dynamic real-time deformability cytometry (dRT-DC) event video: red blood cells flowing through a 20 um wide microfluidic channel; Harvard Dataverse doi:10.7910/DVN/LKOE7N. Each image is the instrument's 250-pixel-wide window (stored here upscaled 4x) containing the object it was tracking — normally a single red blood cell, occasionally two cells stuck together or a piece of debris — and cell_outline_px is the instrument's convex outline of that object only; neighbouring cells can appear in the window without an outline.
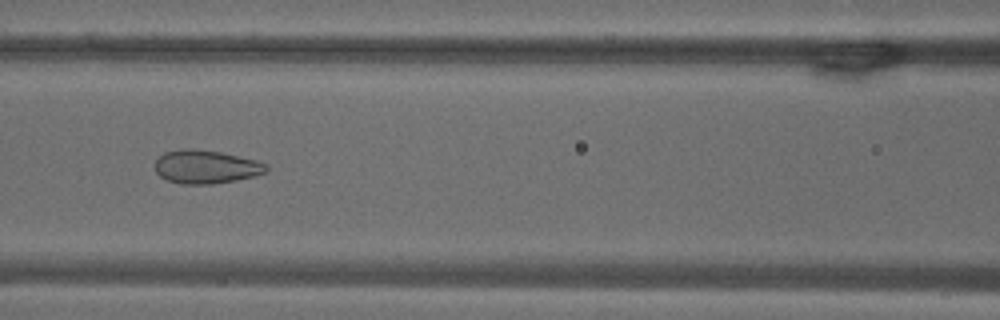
{"species": "common noctule bat (a hibernating species)", "species_latin": "Nyctalus noctula", "temperature_condition": "warm", "stored_images_in_passage": 53, "camera_frame_rate_fps": 3000, "um_per_image_px": 0.085, "animal": {"sex": "male", "body_mass_g": 18.8}, "frame": {"image": 1, "passage_image": 23, "time_ms": 7.333, "image_size_px": [1000, 320], "cell_outline_px": [[268, 168], [264, 172], [256, 176], [236, 180], [212, 184], [180, 184], [164, 180], [156, 172], [152, 164], [164, 152], [184, 148], [192, 148], [220, 152], [256, 160], [268, 164]], "centroid_in_image_um": [17.45, 14.18], "position_along_channel_um": 149.1, "area_um2": 21.96}}
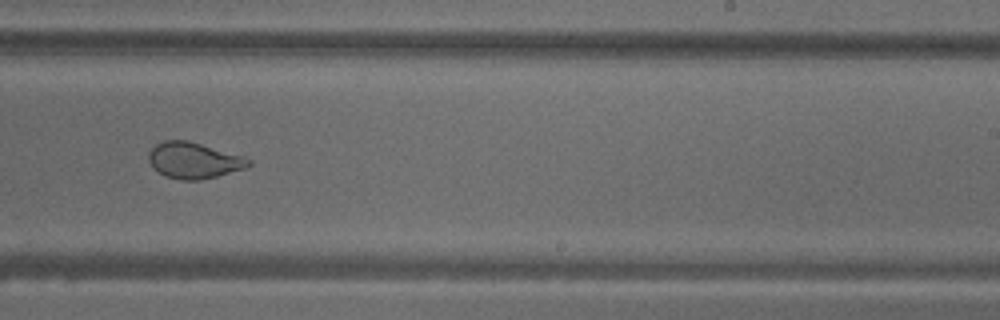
{"frame": {"image": 2, "passage_image": 33, "time_ms": 10.667, "image_size_px": [1000, 320], "cell_outline_px": [[252, 164], [244, 168], [216, 176], [200, 180], [180, 180], [164, 176], [152, 168], [148, 160], [148, 152], [156, 144], [164, 140], [188, 140], [244, 156], [252, 160]], "centroid_in_image_um": [16.44, 13.63], "position_along_channel_um": 272.6, "area_um2": 21.15}}
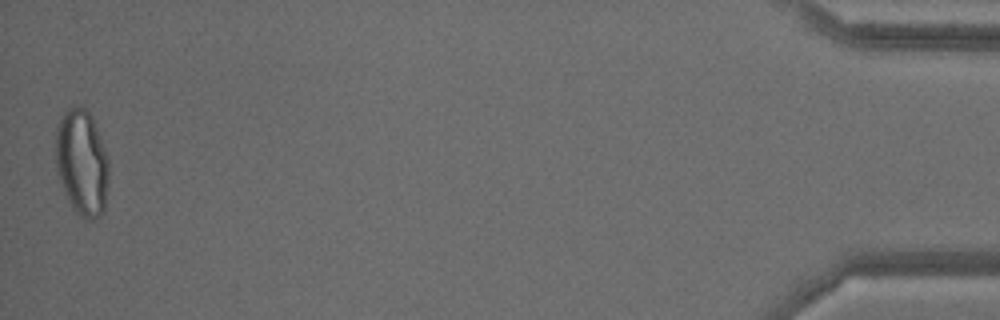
{"frame": {"image": 3, "passage_image": 53, "time_ms": 17.333, "image_size_px": [1000, 320], "cell_outline_px": [[108, 180], [104, 212], [100, 216], [92, 220], [88, 220], [80, 216], [72, 208], [64, 192], [56, 172], [56, 128], [64, 112], [68, 108], [84, 108], [92, 116], [108, 156]], "centroid_in_image_um": [6.96, 13.86], "position_along_channel_um": 428.2, "area_um2": 32.95}, "authors_computed_cell_mechanics": {"area_um2": 27.0504, "velocity_mm_per_s": 3.7069, "shape_relaxation_time_tau1_ms": null, "shape_relaxation_time_tau2_ms": 0.8411, "deformation_change_tau1": null, "deformation_change_tau2": 0.0715}}